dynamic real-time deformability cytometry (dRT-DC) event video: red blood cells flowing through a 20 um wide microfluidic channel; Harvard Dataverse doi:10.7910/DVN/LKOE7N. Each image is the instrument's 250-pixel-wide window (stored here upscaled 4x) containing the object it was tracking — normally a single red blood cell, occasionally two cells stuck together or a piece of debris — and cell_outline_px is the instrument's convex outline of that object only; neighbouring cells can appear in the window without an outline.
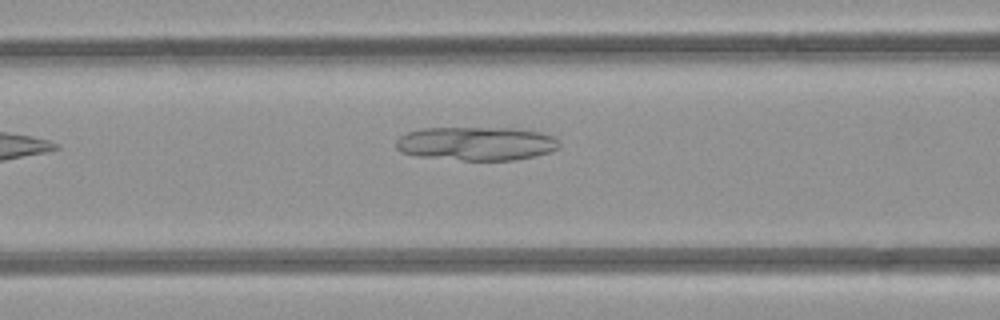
{"species": "common noctule bat (a hibernating species)", "species_latin": "Nyctalus noctula", "temperature_condition": "room temperature", "stored_images_in_passage": 6, "camera_frame_rate_fps": 3000, "um_per_image_px": 0.085, "animal": {"sex": "female", "body_mass_g": 21.9}, "frame": {"image": 1, "passage_image": 5, "time_ms": 4.667, "image_size_px": [1000, 320], "cell_outline_px": [[560, 148], [552, 152], [536, 156], [512, 160], [464, 160], [416, 156], [400, 152], [396, 148], [396, 140], [400, 136], [408, 132], [424, 128], [512, 128], [540, 132], [552, 136], [560, 144]], "centroid_in_image_um": [40.49, 12.21], "position_along_channel_um": 126.1, "area_um2": 32.14}}